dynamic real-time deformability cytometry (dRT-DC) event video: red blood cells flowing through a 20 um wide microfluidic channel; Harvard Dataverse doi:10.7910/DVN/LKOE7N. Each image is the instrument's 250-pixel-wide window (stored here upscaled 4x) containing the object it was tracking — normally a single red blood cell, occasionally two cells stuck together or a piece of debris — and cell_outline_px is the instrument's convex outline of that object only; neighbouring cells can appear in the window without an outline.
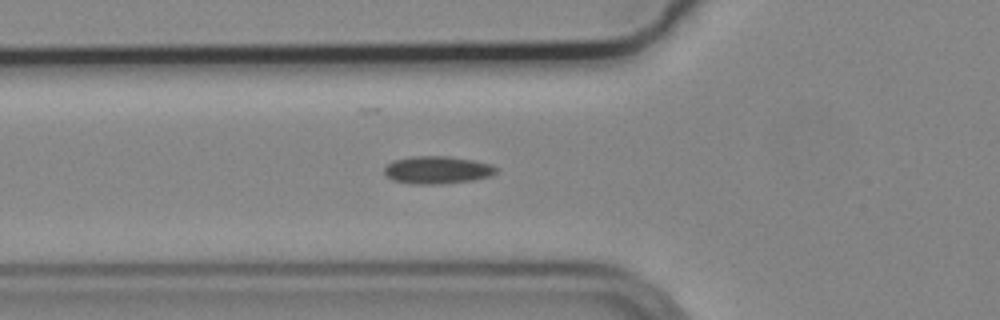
{"species": "common noctule bat (a hibernating species)", "species_latin": "Nyctalus noctula", "temperature_condition": "cold", "stored_images_in_passage": 32, "camera_frame_rate_fps": 3000, "um_per_image_px": 0.085, "animal": {"sex": "male", "body_mass_g": 19.2, "forearm_length_mm": 51.8}, "frame": {"image": 1, "passage_image": 2, "time_ms": 0.333, "image_size_px": [1000, 320], "cell_outline_px": [[496, 172], [488, 176], [472, 180], [440, 184], [412, 184], [392, 180], [384, 172], [384, 168], [392, 160], [412, 156], [448, 156], [472, 160], [492, 164], [496, 168]], "centroid_in_image_um": [37.13, 14.44], "position_along_channel_um": 88.7, "area_um2": 17.92}}
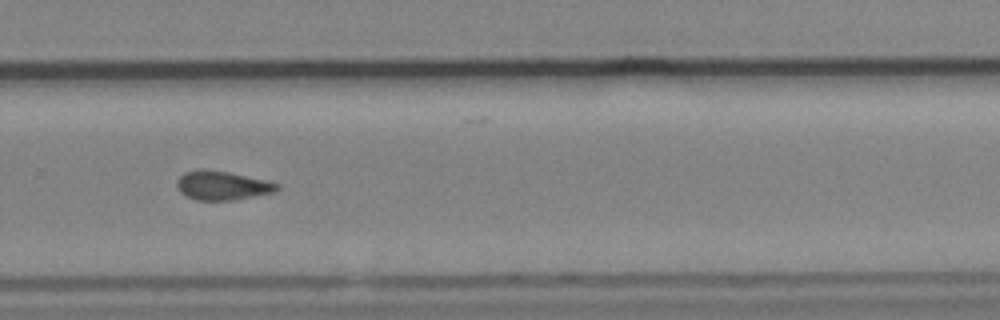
{"frame": {"image": 2, "passage_image": 20, "time_ms": 6.333, "image_size_px": [1000, 320], "cell_outline_px": [[280, 188], [272, 192], [232, 200], [196, 200], [180, 192], [176, 184], [176, 180], [184, 172], [196, 168], [204, 168], [228, 172], [268, 180], [280, 184]], "centroid_in_image_um": [18.86, 15.74], "position_along_channel_um": 310.9, "area_um2": 16.99}}
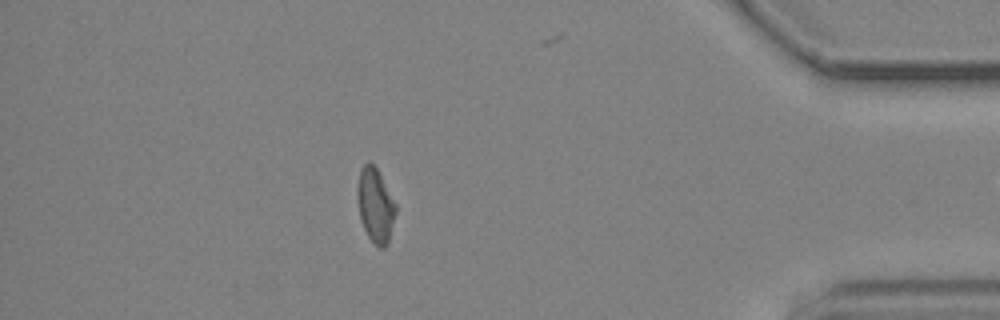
{"frame": {"image": 3, "passage_image": 31, "time_ms": 10.0, "image_size_px": [1000, 320], "cell_outline_px": [[396, 212], [388, 244], [384, 248], [380, 248], [368, 236], [364, 228], [360, 216], [356, 196], [356, 188], [360, 168], [368, 160], [376, 168], [396, 204]], "centroid_in_image_um": [31.89, 17.43], "position_along_channel_um": 403.3, "area_um2": 16.53}}